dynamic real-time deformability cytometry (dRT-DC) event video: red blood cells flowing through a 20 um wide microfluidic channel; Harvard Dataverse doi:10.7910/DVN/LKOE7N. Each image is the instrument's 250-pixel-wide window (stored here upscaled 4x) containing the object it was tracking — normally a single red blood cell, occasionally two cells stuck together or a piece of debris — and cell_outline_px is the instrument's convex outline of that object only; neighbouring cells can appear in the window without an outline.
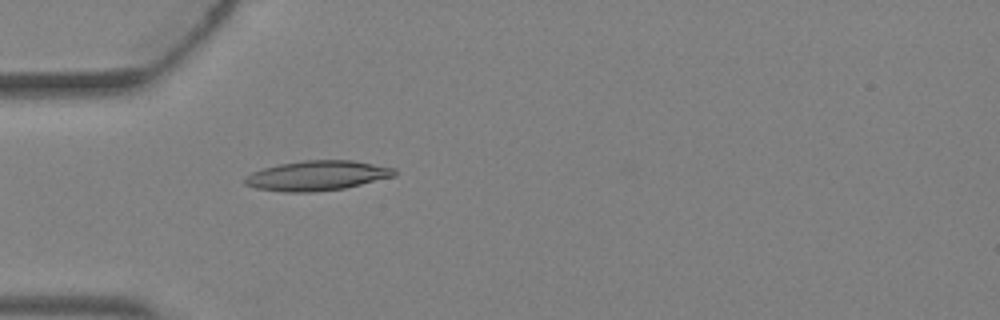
{"species": "Egyptian fruit bat (a non-hibernating species)", "species_latin": "Rousettus aegyptiacus", "temperature_condition": "warm", "stored_images_in_passage": 1, "camera_frame_rate_fps": 3000, "um_per_image_px": 0.085, "animal": {"sex": "female"}, "frame": {"image": 1, "passage_image": 1, "time_ms": 0.0, "image_size_px": [1000, 320], "cell_outline_px": [[396, 176], [344, 188], [312, 192], [284, 192], [256, 188], [244, 184], [244, 180], [252, 172], [264, 168], [280, 164], [304, 160], [352, 160], [396, 168]], "centroid_in_image_um": [26.98, 14.92], "position_along_channel_um": 58.0, "area_um2": 25.89}}